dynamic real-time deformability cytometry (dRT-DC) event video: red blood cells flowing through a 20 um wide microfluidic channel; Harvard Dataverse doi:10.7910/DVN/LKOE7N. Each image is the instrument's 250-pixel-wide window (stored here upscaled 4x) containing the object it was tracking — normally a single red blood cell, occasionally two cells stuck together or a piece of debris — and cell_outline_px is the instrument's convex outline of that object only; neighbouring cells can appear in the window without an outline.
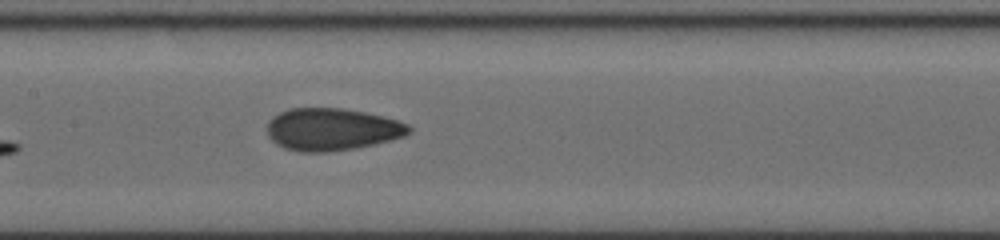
{"species": "human", "species_latin": "Homo sapiens", "temperature_condition": "cold", "stored_images_in_passage": 11, "segment_of_instrument_passage": [1, 2], "camera_frame_rate_fps": 3000, "um_per_image_px": 0.085, "donor": {"sex": "female"}, "frame": {"image": 1, "passage_image": 10, "time_ms": 9.0, "image_size_px": [1000, 240], "cell_outline_px": [[412, 128], [404, 136], [372, 144], [352, 148], [324, 152], [300, 152], [284, 148], [276, 144], [268, 136], [268, 120], [272, 116], [288, 108], [340, 108], [364, 112], [396, 120], [408, 124]], "centroid_in_image_um": [28.15, 10.99], "position_along_channel_um": 179.2, "area_um2": 34.62}}